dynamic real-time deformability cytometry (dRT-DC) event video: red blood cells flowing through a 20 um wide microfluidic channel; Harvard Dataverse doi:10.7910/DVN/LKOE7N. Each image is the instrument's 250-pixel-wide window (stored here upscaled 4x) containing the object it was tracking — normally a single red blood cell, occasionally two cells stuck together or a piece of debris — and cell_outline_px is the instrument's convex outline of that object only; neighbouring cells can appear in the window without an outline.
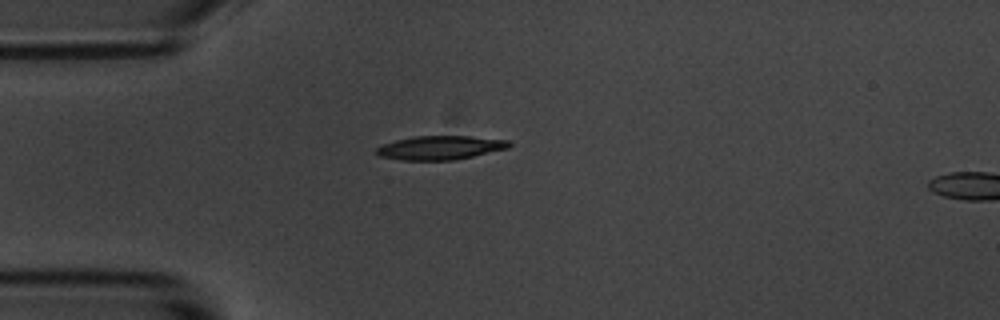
{"species": "common noctule bat (a hibernating species)", "species_latin": "Nyctalus noctula", "temperature_condition": "room temperature", "stored_images_in_passage": 2, "camera_frame_rate_fps": 3000, "um_per_image_px": 0.085, "animal": {"sex": "male", "body_mass_g": 20.1, "forearm_length_mm": 53.5}, "frame": {"image": 1, "passage_image": 1, "time_ms": 0.0, "image_size_px": [1000, 320], "cell_outline_px": [[512, 144], [508, 148], [456, 160], [400, 160], [380, 156], [376, 152], [376, 148], [384, 144], [396, 140], [412, 136], [468, 136], [508, 140]], "centroid_in_image_um": [37.42, 12.55], "position_along_channel_um": 47.6, "area_um2": 18.38}}